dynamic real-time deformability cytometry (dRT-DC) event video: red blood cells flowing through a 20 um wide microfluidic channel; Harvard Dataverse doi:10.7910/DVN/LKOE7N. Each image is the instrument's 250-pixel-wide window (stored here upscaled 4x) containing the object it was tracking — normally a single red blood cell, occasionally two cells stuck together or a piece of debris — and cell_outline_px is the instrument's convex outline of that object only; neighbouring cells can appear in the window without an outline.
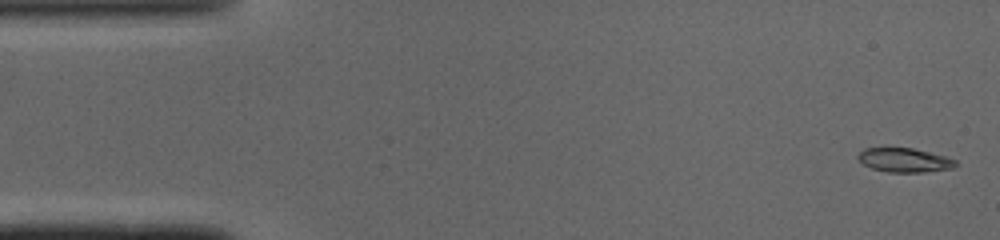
{"species": "common noctule bat (a hibernating species)", "species_latin": "Nyctalus noctula", "temperature_condition": "cold", "stored_images_in_passage": 49, "camera_frame_rate_fps": 3000, "um_per_image_px": 0.085, "animal": {"sex": "male", "body_mass_g": 19.0, "forearm_length_mm": 50.8}, "frame": {"image": 1, "passage_image": 2, "time_ms": 0.333, "image_size_px": [1000, 240], "cell_outline_px": [[956, 164], [952, 168], [924, 172], [888, 172], [872, 168], [864, 164], [856, 156], [864, 148], [912, 148], [944, 156], [956, 160]], "centroid_in_image_um": [76.86, 13.61], "position_along_channel_um": 8.1, "area_um2": 13.47}}
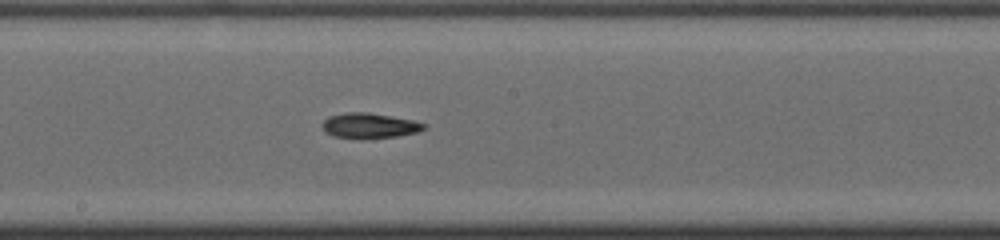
{"frame": {"image": 2, "passage_image": 26, "time_ms": 8.333, "image_size_px": [1000, 240], "cell_outline_px": [[428, 128], [416, 132], [396, 136], [332, 136], [324, 132], [324, 120], [328, 116], [344, 112], [368, 112], [392, 116], [412, 120], [428, 124]], "centroid_in_image_um": [31.44, 10.63], "position_along_channel_um": 216.8, "area_um2": 14.33}}
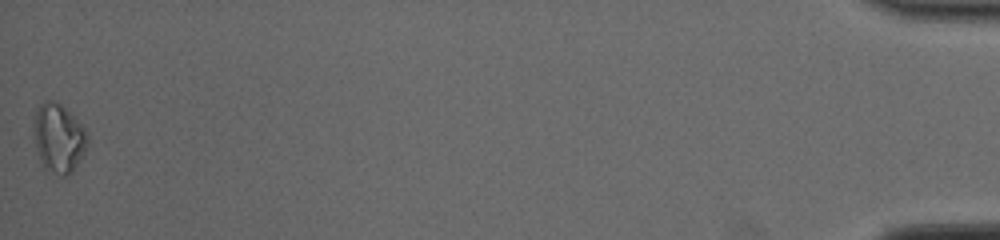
{"frame": {"image": 3, "passage_image": 49, "time_ms": 16.0, "image_size_px": [1000, 240], "cell_outline_px": [[88, 144], [84, 152], [72, 172], [64, 176], [52, 172], [44, 168], [40, 160], [36, 148], [36, 108], [44, 100], [52, 100], [60, 104], [84, 128], [88, 136]], "centroid_in_image_um": [5.0, 11.75], "position_along_channel_um": 430.2, "area_um2": 20.87}, "authors_computed_cell_mechanics": {"area_um2": 14.5656, "velocity_mm_per_s": 4.1197, "shape_relaxation_time_tau1_ms": 4.9469, "shape_relaxation_time_tau2_ms": 1.9187, "deformation_change_tau1": 0.1816, "deformation_change_tau2": 0.1004}}